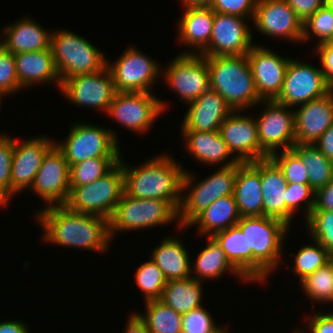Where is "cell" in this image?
<instances>
[{"instance_id": "18", "label": "cell", "mask_w": 333, "mask_h": 333, "mask_svg": "<svg viewBox=\"0 0 333 333\" xmlns=\"http://www.w3.org/2000/svg\"><path fill=\"white\" fill-rule=\"evenodd\" d=\"M253 21L258 32L265 36L302 42L303 22L286 0H258Z\"/></svg>"}, {"instance_id": "9", "label": "cell", "mask_w": 333, "mask_h": 333, "mask_svg": "<svg viewBox=\"0 0 333 333\" xmlns=\"http://www.w3.org/2000/svg\"><path fill=\"white\" fill-rule=\"evenodd\" d=\"M70 165L95 157H120L118 138L112 129L84 122L71 126L67 138L55 143Z\"/></svg>"}, {"instance_id": "48", "label": "cell", "mask_w": 333, "mask_h": 333, "mask_svg": "<svg viewBox=\"0 0 333 333\" xmlns=\"http://www.w3.org/2000/svg\"><path fill=\"white\" fill-rule=\"evenodd\" d=\"M258 0H213L210 8L214 12L253 19Z\"/></svg>"}, {"instance_id": "24", "label": "cell", "mask_w": 333, "mask_h": 333, "mask_svg": "<svg viewBox=\"0 0 333 333\" xmlns=\"http://www.w3.org/2000/svg\"><path fill=\"white\" fill-rule=\"evenodd\" d=\"M260 160L238 162L234 198L241 217L263 216Z\"/></svg>"}, {"instance_id": "28", "label": "cell", "mask_w": 333, "mask_h": 333, "mask_svg": "<svg viewBox=\"0 0 333 333\" xmlns=\"http://www.w3.org/2000/svg\"><path fill=\"white\" fill-rule=\"evenodd\" d=\"M182 134L185 137L188 153L193 155L198 161L208 165L224 163L220 167H228L239 162L235 156L229 159L232 153L221 138L219 131H182Z\"/></svg>"}, {"instance_id": "26", "label": "cell", "mask_w": 333, "mask_h": 333, "mask_svg": "<svg viewBox=\"0 0 333 333\" xmlns=\"http://www.w3.org/2000/svg\"><path fill=\"white\" fill-rule=\"evenodd\" d=\"M263 216L277 218L286 224L287 181L279 166L270 158L260 160Z\"/></svg>"}, {"instance_id": "41", "label": "cell", "mask_w": 333, "mask_h": 333, "mask_svg": "<svg viewBox=\"0 0 333 333\" xmlns=\"http://www.w3.org/2000/svg\"><path fill=\"white\" fill-rule=\"evenodd\" d=\"M305 223L312 240L319 242L333 257V211L312 210Z\"/></svg>"}, {"instance_id": "53", "label": "cell", "mask_w": 333, "mask_h": 333, "mask_svg": "<svg viewBox=\"0 0 333 333\" xmlns=\"http://www.w3.org/2000/svg\"><path fill=\"white\" fill-rule=\"evenodd\" d=\"M314 146L333 162V124L318 138Z\"/></svg>"}, {"instance_id": "12", "label": "cell", "mask_w": 333, "mask_h": 333, "mask_svg": "<svg viewBox=\"0 0 333 333\" xmlns=\"http://www.w3.org/2000/svg\"><path fill=\"white\" fill-rule=\"evenodd\" d=\"M113 77L116 92H149L162 73L155 60L144 55L135 46L129 47L120 58L106 65ZM152 85V86H151Z\"/></svg>"}, {"instance_id": "1", "label": "cell", "mask_w": 333, "mask_h": 333, "mask_svg": "<svg viewBox=\"0 0 333 333\" xmlns=\"http://www.w3.org/2000/svg\"><path fill=\"white\" fill-rule=\"evenodd\" d=\"M36 220L43 227L45 242L102 253L109 248V220L105 217L77 213L60 205L41 209Z\"/></svg>"}, {"instance_id": "59", "label": "cell", "mask_w": 333, "mask_h": 333, "mask_svg": "<svg viewBox=\"0 0 333 333\" xmlns=\"http://www.w3.org/2000/svg\"><path fill=\"white\" fill-rule=\"evenodd\" d=\"M2 95L0 94V103H1V101H2ZM1 105V104H0ZM0 135H2V133H0Z\"/></svg>"}, {"instance_id": "6", "label": "cell", "mask_w": 333, "mask_h": 333, "mask_svg": "<svg viewBox=\"0 0 333 333\" xmlns=\"http://www.w3.org/2000/svg\"><path fill=\"white\" fill-rule=\"evenodd\" d=\"M50 48L60 81L101 71L107 59L96 46L69 30H58L51 35Z\"/></svg>"}, {"instance_id": "35", "label": "cell", "mask_w": 333, "mask_h": 333, "mask_svg": "<svg viewBox=\"0 0 333 333\" xmlns=\"http://www.w3.org/2000/svg\"><path fill=\"white\" fill-rule=\"evenodd\" d=\"M145 314L137 313L150 333H182V315L159 299L145 302Z\"/></svg>"}, {"instance_id": "40", "label": "cell", "mask_w": 333, "mask_h": 333, "mask_svg": "<svg viewBox=\"0 0 333 333\" xmlns=\"http://www.w3.org/2000/svg\"><path fill=\"white\" fill-rule=\"evenodd\" d=\"M135 280L144 294L145 302L160 299L165 284L168 282L162 270L151 259L139 266Z\"/></svg>"}, {"instance_id": "7", "label": "cell", "mask_w": 333, "mask_h": 333, "mask_svg": "<svg viewBox=\"0 0 333 333\" xmlns=\"http://www.w3.org/2000/svg\"><path fill=\"white\" fill-rule=\"evenodd\" d=\"M124 193V176L119 162L104 176L89 184L70 187L65 206L71 211L109 220Z\"/></svg>"}, {"instance_id": "38", "label": "cell", "mask_w": 333, "mask_h": 333, "mask_svg": "<svg viewBox=\"0 0 333 333\" xmlns=\"http://www.w3.org/2000/svg\"><path fill=\"white\" fill-rule=\"evenodd\" d=\"M300 283L304 293L314 302L333 303V258Z\"/></svg>"}, {"instance_id": "3", "label": "cell", "mask_w": 333, "mask_h": 333, "mask_svg": "<svg viewBox=\"0 0 333 333\" xmlns=\"http://www.w3.org/2000/svg\"><path fill=\"white\" fill-rule=\"evenodd\" d=\"M246 235L247 280L263 282L276 271L289 226L268 216L241 217L236 224Z\"/></svg>"}, {"instance_id": "25", "label": "cell", "mask_w": 333, "mask_h": 333, "mask_svg": "<svg viewBox=\"0 0 333 333\" xmlns=\"http://www.w3.org/2000/svg\"><path fill=\"white\" fill-rule=\"evenodd\" d=\"M19 86L27 88L33 84L55 82L60 90L58 75L51 48L36 52L14 54Z\"/></svg>"}, {"instance_id": "17", "label": "cell", "mask_w": 333, "mask_h": 333, "mask_svg": "<svg viewBox=\"0 0 333 333\" xmlns=\"http://www.w3.org/2000/svg\"><path fill=\"white\" fill-rule=\"evenodd\" d=\"M245 18L215 12L209 46L200 54L209 56L247 55L252 34Z\"/></svg>"}, {"instance_id": "4", "label": "cell", "mask_w": 333, "mask_h": 333, "mask_svg": "<svg viewBox=\"0 0 333 333\" xmlns=\"http://www.w3.org/2000/svg\"><path fill=\"white\" fill-rule=\"evenodd\" d=\"M209 88L218 92L234 111L262 101L255 89L247 55L209 56Z\"/></svg>"}, {"instance_id": "49", "label": "cell", "mask_w": 333, "mask_h": 333, "mask_svg": "<svg viewBox=\"0 0 333 333\" xmlns=\"http://www.w3.org/2000/svg\"><path fill=\"white\" fill-rule=\"evenodd\" d=\"M316 53L319 55L321 70L325 80L333 88V41L316 45Z\"/></svg>"}, {"instance_id": "44", "label": "cell", "mask_w": 333, "mask_h": 333, "mask_svg": "<svg viewBox=\"0 0 333 333\" xmlns=\"http://www.w3.org/2000/svg\"><path fill=\"white\" fill-rule=\"evenodd\" d=\"M14 154V139L9 135H0V206L11 199V171Z\"/></svg>"}, {"instance_id": "39", "label": "cell", "mask_w": 333, "mask_h": 333, "mask_svg": "<svg viewBox=\"0 0 333 333\" xmlns=\"http://www.w3.org/2000/svg\"><path fill=\"white\" fill-rule=\"evenodd\" d=\"M312 241L315 242V246L307 245L302 247L296 255H293L295 257L293 272L298 276L299 281L327 264L333 258L319 242Z\"/></svg>"}, {"instance_id": "43", "label": "cell", "mask_w": 333, "mask_h": 333, "mask_svg": "<svg viewBox=\"0 0 333 333\" xmlns=\"http://www.w3.org/2000/svg\"><path fill=\"white\" fill-rule=\"evenodd\" d=\"M304 204L305 220L315 204V190L309 184L287 183L286 187V224L290 226L294 213ZM306 208V209H305Z\"/></svg>"}, {"instance_id": "55", "label": "cell", "mask_w": 333, "mask_h": 333, "mask_svg": "<svg viewBox=\"0 0 333 333\" xmlns=\"http://www.w3.org/2000/svg\"><path fill=\"white\" fill-rule=\"evenodd\" d=\"M27 324L18 320L0 322V333H30Z\"/></svg>"}, {"instance_id": "36", "label": "cell", "mask_w": 333, "mask_h": 333, "mask_svg": "<svg viewBox=\"0 0 333 333\" xmlns=\"http://www.w3.org/2000/svg\"><path fill=\"white\" fill-rule=\"evenodd\" d=\"M213 238L222 247L231 264L247 279V241L241 229L231 226Z\"/></svg>"}, {"instance_id": "13", "label": "cell", "mask_w": 333, "mask_h": 333, "mask_svg": "<svg viewBox=\"0 0 333 333\" xmlns=\"http://www.w3.org/2000/svg\"><path fill=\"white\" fill-rule=\"evenodd\" d=\"M166 67L164 80L187 104L209 89L207 57L181 52Z\"/></svg>"}, {"instance_id": "57", "label": "cell", "mask_w": 333, "mask_h": 333, "mask_svg": "<svg viewBox=\"0 0 333 333\" xmlns=\"http://www.w3.org/2000/svg\"><path fill=\"white\" fill-rule=\"evenodd\" d=\"M325 4L333 10V0H325Z\"/></svg>"}, {"instance_id": "58", "label": "cell", "mask_w": 333, "mask_h": 333, "mask_svg": "<svg viewBox=\"0 0 333 333\" xmlns=\"http://www.w3.org/2000/svg\"><path fill=\"white\" fill-rule=\"evenodd\" d=\"M227 330L225 328H220L217 332L215 333H229L228 331L226 332Z\"/></svg>"}, {"instance_id": "30", "label": "cell", "mask_w": 333, "mask_h": 333, "mask_svg": "<svg viewBox=\"0 0 333 333\" xmlns=\"http://www.w3.org/2000/svg\"><path fill=\"white\" fill-rule=\"evenodd\" d=\"M162 270L167 281L191 277L189 252L178 238L166 237L152 250L151 258Z\"/></svg>"}, {"instance_id": "16", "label": "cell", "mask_w": 333, "mask_h": 333, "mask_svg": "<svg viewBox=\"0 0 333 333\" xmlns=\"http://www.w3.org/2000/svg\"><path fill=\"white\" fill-rule=\"evenodd\" d=\"M70 166L63 153L54 145L44 156L35 175L32 191L44 202L45 207L65 205L70 192Z\"/></svg>"}, {"instance_id": "52", "label": "cell", "mask_w": 333, "mask_h": 333, "mask_svg": "<svg viewBox=\"0 0 333 333\" xmlns=\"http://www.w3.org/2000/svg\"><path fill=\"white\" fill-rule=\"evenodd\" d=\"M313 210L333 211V180L315 191Z\"/></svg>"}, {"instance_id": "34", "label": "cell", "mask_w": 333, "mask_h": 333, "mask_svg": "<svg viewBox=\"0 0 333 333\" xmlns=\"http://www.w3.org/2000/svg\"><path fill=\"white\" fill-rule=\"evenodd\" d=\"M291 150L307 169L309 185L315 191L333 180V162L327 159L314 144L295 143Z\"/></svg>"}, {"instance_id": "50", "label": "cell", "mask_w": 333, "mask_h": 333, "mask_svg": "<svg viewBox=\"0 0 333 333\" xmlns=\"http://www.w3.org/2000/svg\"><path fill=\"white\" fill-rule=\"evenodd\" d=\"M326 313L315 312V315L312 314V316L307 319L309 322L307 332L309 330V333H333V312ZM300 330L301 329H297L299 333H304V331Z\"/></svg>"}, {"instance_id": "54", "label": "cell", "mask_w": 333, "mask_h": 333, "mask_svg": "<svg viewBox=\"0 0 333 333\" xmlns=\"http://www.w3.org/2000/svg\"><path fill=\"white\" fill-rule=\"evenodd\" d=\"M125 333H150L145 322L137 313H133L128 317Z\"/></svg>"}, {"instance_id": "8", "label": "cell", "mask_w": 333, "mask_h": 333, "mask_svg": "<svg viewBox=\"0 0 333 333\" xmlns=\"http://www.w3.org/2000/svg\"><path fill=\"white\" fill-rule=\"evenodd\" d=\"M178 220L177 211L161 199H138L123 193L109 219L111 239L118 231L141 230Z\"/></svg>"}, {"instance_id": "56", "label": "cell", "mask_w": 333, "mask_h": 333, "mask_svg": "<svg viewBox=\"0 0 333 333\" xmlns=\"http://www.w3.org/2000/svg\"><path fill=\"white\" fill-rule=\"evenodd\" d=\"M184 8L210 7L213 0H180Z\"/></svg>"}, {"instance_id": "15", "label": "cell", "mask_w": 333, "mask_h": 333, "mask_svg": "<svg viewBox=\"0 0 333 333\" xmlns=\"http://www.w3.org/2000/svg\"><path fill=\"white\" fill-rule=\"evenodd\" d=\"M60 91L74 105L95 107L106 113L116 93L113 77L107 66L99 72L64 79Z\"/></svg>"}, {"instance_id": "5", "label": "cell", "mask_w": 333, "mask_h": 333, "mask_svg": "<svg viewBox=\"0 0 333 333\" xmlns=\"http://www.w3.org/2000/svg\"><path fill=\"white\" fill-rule=\"evenodd\" d=\"M219 168L196 185L193 184L195 182L193 174L185 170L182 193L188 191L187 194L181 195V203L177 211V222L179 221L177 224L181 229L186 228L199 213L217 199L233 195L238 163Z\"/></svg>"}, {"instance_id": "10", "label": "cell", "mask_w": 333, "mask_h": 333, "mask_svg": "<svg viewBox=\"0 0 333 333\" xmlns=\"http://www.w3.org/2000/svg\"><path fill=\"white\" fill-rule=\"evenodd\" d=\"M260 103L265 106L264 111L255 120L261 149L269 157L279 148L280 151L290 150L296 143L294 110L275 100Z\"/></svg>"}, {"instance_id": "46", "label": "cell", "mask_w": 333, "mask_h": 333, "mask_svg": "<svg viewBox=\"0 0 333 333\" xmlns=\"http://www.w3.org/2000/svg\"><path fill=\"white\" fill-rule=\"evenodd\" d=\"M22 89L19 86L14 54L8 52L0 43V94L10 95Z\"/></svg>"}, {"instance_id": "51", "label": "cell", "mask_w": 333, "mask_h": 333, "mask_svg": "<svg viewBox=\"0 0 333 333\" xmlns=\"http://www.w3.org/2000/svg\"><path fill=\"white\" fill-rule=\"evenodd\" d=\"M291 6L295 14L302 22L312 16L321 6L325 4V0H286Z\"/></svg>"}, {"instance_id": "22", "label": "cell", "mask_w": 333, "mask_h": 333, "mask_svg": "<svg viewBox=\"0 0 333 333\" xmlns=\"http://www.w3.org/2000/svg\"><path fill=\"white\" fill-rule=\"evenodd\" d=\"M297 107L294 111L296 143L312 145L333 124V89Z\"/></svg>"}, {"instance_id": "47", "label": "cell", "mask_w": 333, "mask_h": 333, "mask_svg": "<svg viewBox=\"0 0 333 333\" xmlns=\"http://www.w3.org/2000/svg\"><path fill=\"white\" fill-rule=\"evenodd\" d=\"M220 328L203 305L182 315V333H215Z\"/></svg>"}, {"instance_id": "29", "label": "cell", "mask_w": 333, "mask_h": 333, "mask_svg": "<svg viewBox=\"0 0 333 333\" xmlns=\"http://www.w3.org/2000/svg\"><path fill=\"white\" fill-rule=\"evenodd\" d=\"M184 11L177 27L179 40L185 46H196L193 54H201L209 46L215 12L210 7L185 8Z\"/></svg>"}, {"instance_id": "2", "label": "cell", "mask_w": 333, "mask_h": 333, "mask_svg": "<svg viewBox=\"0 0 333 333\" xmlns=\"http://www.w3.org/2000/svg\"><path fill=\"white\" fill-rule=\"evenodd\" d=\"M121 166L126 195L138 199H161L178 211L185 170L173 157L167 153L157 155L135 168L121 158Z\"/></svg>"}, {"instance_id": "32", "label": "cell", "mask_w": 333, "mask_h": 333, "mask_svg": "<svg viewBox=\"0 0 333 333\" xmlns=\"http://www.w3.org/2000/svg\"><path fill=\"white\" fill-rule=\"evenodd\" d=\"M207 245L198 253L195 265L192 264L196 276H191L197 281L203 282L205 279H218L227 270L234 273L240 280L249 282L228 260L222 247L213 237L207 238Z\"/></svg>"}, {"instance_id": "19", "label": "cell", "mask_w": 333, "mask_h": 333, "mask_svg": "<svg viewBox=\"0 0 333 333\" xmlns=\"http://www.w3.org/2000/svg\"><path fill=\"white\" fill-rule=\"evenodd\" d=\"M242 111H233L219 128L223 141L229 151L240 162H253L269 156L261 149L258 140L255 117L241 115Z\"/></svg>"}, {"instance_id": "21", "label": "cell", "mask_w": 333, "mask_h": 333, "mask_svg": "<svg viewBox=\"0 0 333 333\" xmlns=\"http://www.w3.org/2000/svg\"><path fill=\"white\" fill-rule=\"evenodd\" d=\"M54 145L55 141L45 136L31 137L19 142L14 139L11 171L12 197L26 188H31L44 156Z\"/></svg>"}, {"instance_id": "23", "label": "cell", "mask_w": 333, "mask_h": 333, "mask_svg": "<svg viewBox=\"0 0 333 333\" xmlns=\"http://www.w3.org/2000/svg\"><path fill=\"white\" fill-rule=\"evenodd\" d=\"M188 104L181 131H219L226 117L234 111L218 92L210 88Z\"/></svg>"}, {"instance_id": "31", "label": "cell", "mask_w": 333, "mask_h": 333, "mask_svg": "<svg viewBox=\"0 0 333 333\" xmlns=\"http://www.w3.org/2000/svg\"><path fill=\"white\" fill-rule=\"evenodd\" d=\"M241 216L234 195L221 197L199 213L187 226L198 225L199 234L213 237L216 233L234 226Z\"/></svg>"}, {"instance_id": "42", "label": "cell", "mask_w": 333, "mask_h": 333, "mask_svg": "<svg viewBox=\"0 0 333 333\" xmlns=\"http://www.w3.org/2000/svg\"><path fill=\"white\" fill-rule=\"evenodd\" d=\"M310 35L319 39L318 44L333 41V10L326 4L303 22L302 42H306Z\"/></svg>"}, {"instance_id": "20", "label": "cell", "mask_w": 333, "mask_h": 333, "mask_svg": "<svg viewBox=\"0 0 333 333\" xmlns=\"http://www.w3.org/2000/svg\"><path fill=\"white\" fill-rule=\"evenodd\" d=\"M254 85L261 100H275L280 94L290 58L277 55L269 48L253 45L247 53Z\"/></svg>"}, {"instance_id": "37", "label": "cell", "mask_w": 333, "mask_h": 333, "mask_svg": "<svg viewBox=\"0 0 333 333\" xmlns=\"http://www.w3.org/2000/svg\"><path fill=\"white\" fill-rule=\"evenodd\" d=\"M120 157H95L70 165V187H78L91 183L107 174Z\"/></svg>"}, {"instance_id": "33", "label": "cell", "mask_w": 333, "mask_h": 333, "mask_svg": "<svg viewBox=\"0 0 333 333\" xmlns=\"http://www.w3.org/2000/svg\"><path fill=\"white\" fill-rule=\"evenodd\" d=\"M202 289V282L192 277L169 280L159 300L183 315L202 306Z\"/></svg>"}, {"instance_id": "27", "label": "cell", "mask_w": 333, "mask_h": 333, "mask_svg": "<svg viewBox=\"0 0 333 333\" xmlns=\"http://www.w3.org/2000/svg\"><path fill=\"white\" fill-rule=\"evenodd\" d=\"M3 30V47L12 54L36 52L50 48L52 31L48 32L31 18H22L8 24Z\"/></svg>"}, {"instance_id": "11", "label": "cell", "mask_w": 333, "mask_h": 333, "mask_svg": "<svg viewBox=\"0 0 333 333\" xmlns=\"http://www.w3.org/2000/svg\"><path fill=\"white\" fill-rule=\"evenodd\" d=\"M332 89L325 80L321 67L316 68L291 58L285 71L282 90L275 101L297 108V105L325 96Z\"/></svg>"}, {"instance_id": "45", "label": "cell", "mask_w": 333, "mask_h": 333, "mask_svg": "<svg viewBox=\"0 0 333 333\" xmlns=\"http://www.w3.org/2000/svg\"><path fill=\"white\" fill-rule=\"evenodd\" d=\"M279 166L287 183L309 184L306 168L300 158L290 149L270 156Z\"/></svg>"}, {"instance_id": "14", "label": "cell", "mask_w": 333, "mask_h": 333, "mask_svg": "<svg viewBox=\"0 0 333 333\" xmlns=\"http://www.w3.org/2000/svg\"><path fill=\"white\" fill-rule=\"evenodd\" d=\"M149 92H116L107 114L134 132H145L166 109L164 101Z\"/></svg>"}]
</instances>
